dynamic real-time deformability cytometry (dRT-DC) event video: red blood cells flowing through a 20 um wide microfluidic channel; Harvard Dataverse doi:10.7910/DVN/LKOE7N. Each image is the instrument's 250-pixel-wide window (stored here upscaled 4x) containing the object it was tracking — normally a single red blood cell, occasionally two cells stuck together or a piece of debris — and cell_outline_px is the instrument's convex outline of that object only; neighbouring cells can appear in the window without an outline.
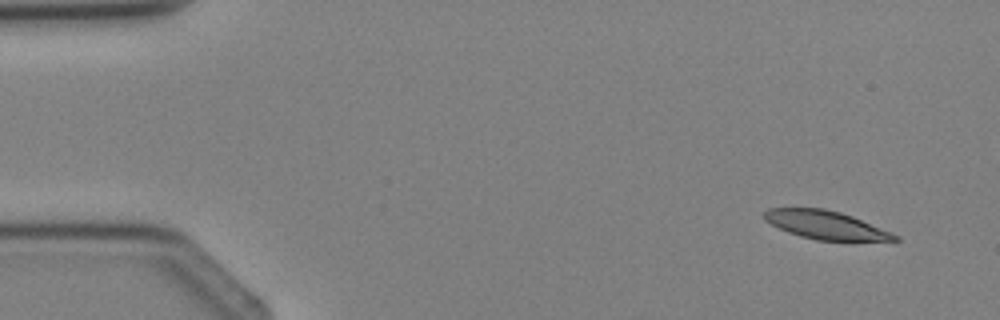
{"species": "Egyptian fruit bat (a non-hibernating species)", "species_latin": "Rousettus aegyptiacus", "temperature_condition": "cold", "stored_images_in_passage": 4, "camera_frame_rate_fps": 3000, "um_per_image_px": 0.085, "animal": {"sex": "female"}, "frame": {"image": 1, "passage_image": 1, "time_ms": 0.0, "image_size_px": [1000, 320], "cell_outline_px": [[900, 240], [816, 240], [800, 236], [788, 232], [764, 220], [764, 212], [768, 208], [824, 208], [840, 212], [852, 216], [900, 236]], "centroid_in_image_um": [70.16, 19.11], "position_along_channel_um": 14.8, "area_um2": 21.21}}